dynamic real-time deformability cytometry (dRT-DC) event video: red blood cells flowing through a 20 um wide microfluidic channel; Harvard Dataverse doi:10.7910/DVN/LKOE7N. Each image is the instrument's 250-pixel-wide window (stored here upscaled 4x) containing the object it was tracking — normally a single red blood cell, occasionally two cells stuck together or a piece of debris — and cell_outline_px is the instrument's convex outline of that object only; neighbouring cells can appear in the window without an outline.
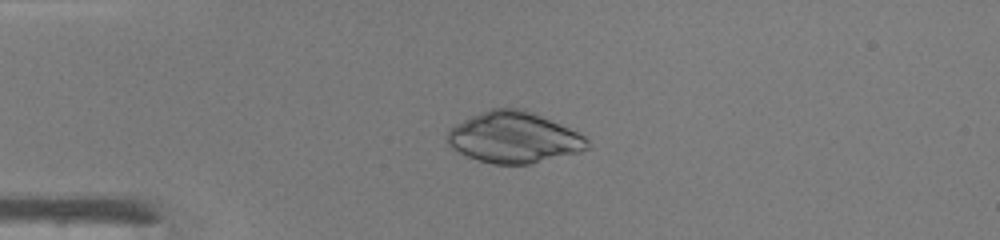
{"species": "common noctule bat (a hibernating species)", "species_latin": "Nyctalus noctula", "temperature_condition": "warm", "stored_images_in_passage": 46, "camera_frame_rate_fps": 3000, "um_per_image_px": 0.085, "animal": {"sex": "male", "body_mass_g": 19.0, "forearm_length_mm": 50.8}, "frame": {"image": 1, "passage_image": 11, "time_ms": 3.333, "image_size_px": [1000, 240], "cell_outline_px": [[588, 148], [580, 152], [528, 164], [492, 164], [468, 156], [452, 148], [448, 144], [448, 132], [456, 124], [472, 116], [492, 108], [524, 108], [560, 124], [584, 136], [588, 140]], "centroid_in_image_um": [43.69, 11.68], "position_along_channel_um": 41.3, "area_um2": 41.1}}